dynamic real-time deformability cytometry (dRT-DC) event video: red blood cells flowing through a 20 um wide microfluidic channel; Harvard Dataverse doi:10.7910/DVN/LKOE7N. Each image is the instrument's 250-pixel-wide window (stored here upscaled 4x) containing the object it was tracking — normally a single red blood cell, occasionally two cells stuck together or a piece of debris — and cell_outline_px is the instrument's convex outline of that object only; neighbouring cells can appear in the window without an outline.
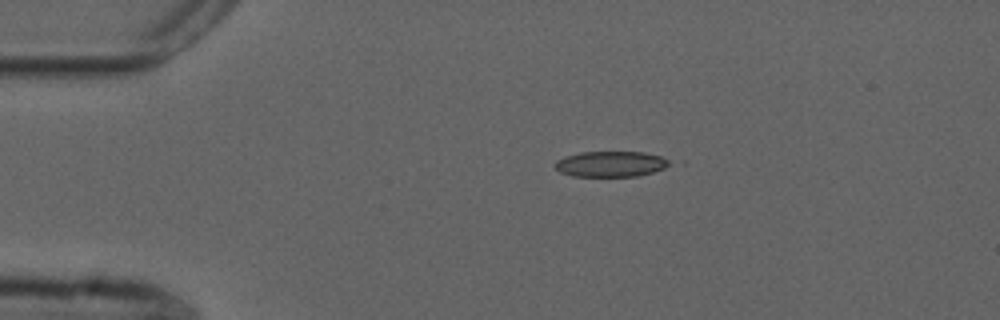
{"species": "common noctule bat (a hibernating species)", "species_latin": "Nyctalus noctula", "temperature_condition": "cold", "stored_images_in_passage": 44, "camera_frame_rate_fps": 3000, "um_per_image_px": 0.085, "animal": {"sex": "male", "forearm_length_mm": 52.5}, "frame": {"image": 1, "passage_image": 1, "time_ms": 0.0, "image_size_px": [1000, 320], "cell_outline_px": [[672, 164], [664, 168], [640, 176], [572, 176], [560, 172], [552, 164], [556, 160], [564, 156], [580, 152], [644, 152], [660, 156], [668, 160]], "centroid_in_image_um": [51.88, 13.94], "position_along_channel_um": 33.1, "area_um2": 17.17}}
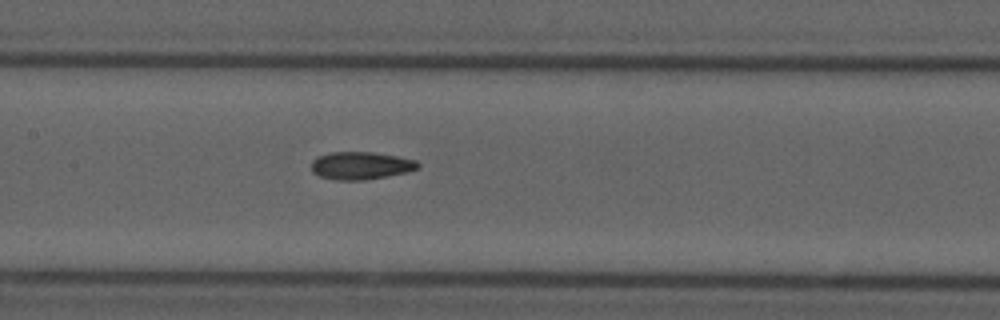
{"frame": {"image": 2, "passage_image": 16, "time_ms": 5.0, "image_size_px": [1000, 320], "cell_outline_px": [[420, 168], [404, 172], [364, 180], [336, 180], [320, 176], [312, 172], [312, 160], [316, 156], [332, 152], [372, 152], [396, 156], [416, 160], [420, 164]], "centroid_in_image_um": [30.64, 14.07], "position_along_channel_um": 176.8, "area_um2": 17.05}}
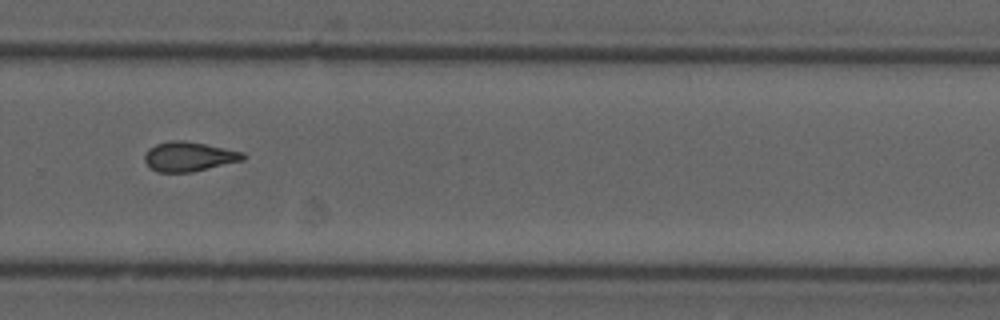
{"frame": {"image": 3, "passage_image": 27, "time_ms": 8.667, "image_size_px": [1000, 320], "cell_outline_px": [[248, 156], [244, 160], [192, 172], [156, 172], [148, 168], [144, 160], [144, 156], [148, 148], [156, 144], [172, 140], [184, 140], [244, 152]], "centroid_in_image_um": [16.04, 13.31], "position_along_channel_um": 313.8, "area_um2": 17.11}, "authors_computed_cell_mechanics": {"area_um2": 16.8776, "velocity_mm_per_s": 3.7465, "shape_relaxation_time_tau1_ms": null, "shape_relaxation_time_tau2_ms": 4.6317, "deformation_change_tau1": null, "deformation_change_tau2": 0.1411}}